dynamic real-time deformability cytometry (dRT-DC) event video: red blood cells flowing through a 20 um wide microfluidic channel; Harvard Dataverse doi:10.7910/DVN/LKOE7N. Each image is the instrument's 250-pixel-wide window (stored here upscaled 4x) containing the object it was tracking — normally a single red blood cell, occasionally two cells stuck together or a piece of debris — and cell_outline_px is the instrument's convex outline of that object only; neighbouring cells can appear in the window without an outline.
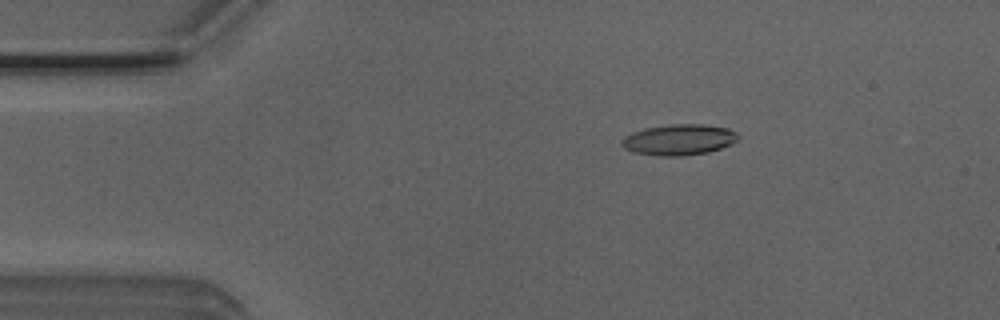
{"species": "Egyptian fruit bat (a non-hibernating species)", "species_latin": "Rousettus aegyptiacus", "temperature_condition": "room temperature", "stored_images_in_passage": 4, "camera_frame_rate_fps": 3000, "um_per_image_px": 0.085, "animal": {"sex": "male"}, "frame": {"image": 1, "passage_image": 3, "time_ms": 0.667, "image_size_px": [1000, 320], "cell_outline_px": [[740, 136], [732, 144], [708, 152], [680, 156], [660, 156], [636, 152], [624, 148], [620, 144], [620, 140], [624, 136], [632, 132], [644, 128], [668, 124], [704, 124], [728, 128], [736, 132]], "centroid_in_image_um": [57.7, 11.86], "position_along_channel_um": 27.3, "area_um2": 21.04}}